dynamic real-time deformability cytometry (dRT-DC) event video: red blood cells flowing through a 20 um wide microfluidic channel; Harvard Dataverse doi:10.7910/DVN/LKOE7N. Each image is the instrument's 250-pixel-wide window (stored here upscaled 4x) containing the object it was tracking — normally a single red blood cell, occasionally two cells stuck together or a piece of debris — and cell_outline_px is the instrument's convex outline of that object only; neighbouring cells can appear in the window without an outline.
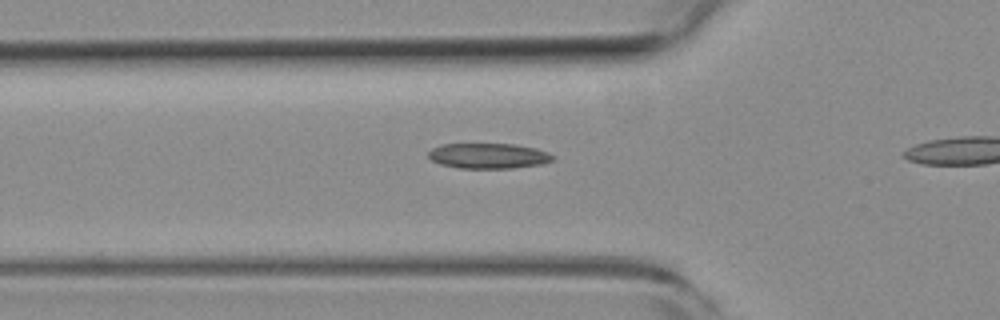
{"species": "common noctule bat (a hibernating species)", "species_latin": "Nyctalus noctula", "temperature_condition": "room temperature", "stored_images_in_passage": 17, "camera_frame_rate_fps": 3000, "um_per_image_px": 0.085, "animal": {"sex": "female", "body_mass_g": 19.3, "forearm_length_mm": 54.1}, "frame": {"image": 1, "passage_image": 12, "time_ms": 3.667, "image_size_px": [1000, 320], "cell_outline_px": [[556, 156], [552, 160], [540, 164], [512, 168], [460, 168], [440, 164], [432, 160], [428, 156], [428, 152], [432, 148], [440, 144], [516, 144], [536, 148], [548, 152]], "centroid_in_image_um": [41.51, 13.24], "position_along_channel_um": 84.3, "area_um2": 18.38}}
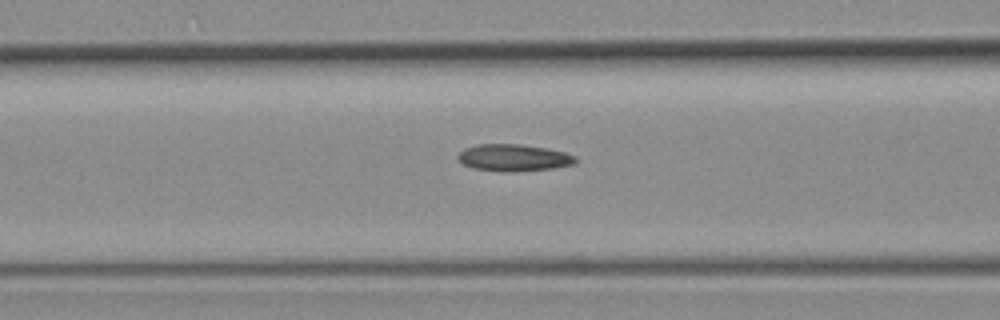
{"frame": {"image": 2, "passage_image": 15, "time_ms": 4.667, "image_size_px": [1000, 320], "cell_outline_px": [[576, 164], [552, 168], [504, 172], [500, 172], [472, 168], [464, 164], [456, 156], [464, 148], [476, 144], [520, 144], [544, 148], [564, 152], [576, 156]], "centroid_in_image_um": [43.63, 13.4], "position_along_channel_um": 123.0, "area_um2": 18.38}}